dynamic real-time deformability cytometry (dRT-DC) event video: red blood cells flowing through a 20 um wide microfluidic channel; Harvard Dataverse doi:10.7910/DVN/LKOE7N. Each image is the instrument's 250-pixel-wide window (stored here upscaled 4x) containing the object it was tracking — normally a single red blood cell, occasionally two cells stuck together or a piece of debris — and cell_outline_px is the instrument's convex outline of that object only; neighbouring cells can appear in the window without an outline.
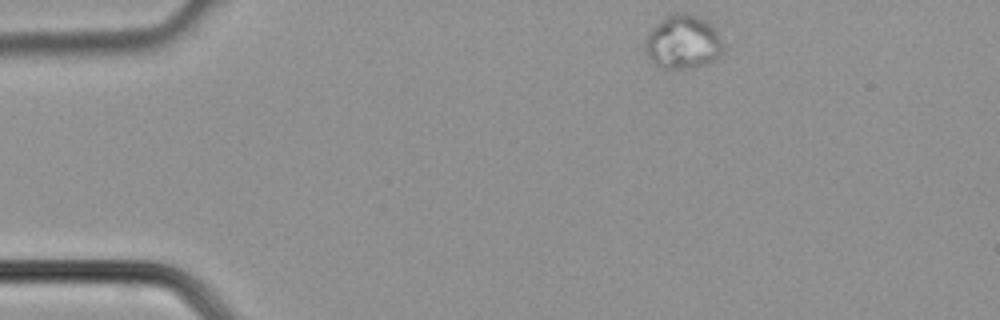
{"species": "common noctule bat (a hibernating species)", "species_latin": "Nyctalus noctula", "temperature_condition": "cold", "stored_images_in_passage": 33, "camera_frame_rate_fps": 3000, "um_per_image_px": 0.085, "animal": {"sex": "male", "body_mass_g": 21.5, "forearm_length_mm": 52.0}, "frame": {"image": 1, "passage_image": 1, "time_ms": 0.0, "image_size_px": [1000, 320], "cell_outline_px": [[724, 52], [708, 64], [696, 68], [664, 68], [656, 64], [648, 56], [644, 44], [644, 40], [652, 28], [664, 16], [672, 12], [684, 12], [696, 16], [704, 20], [716, 32], [724, 44]], "centroid_in_image_um": [58.05, 3.57], "position_along_channel_um": 27.0, "area_um2": 24.45}}
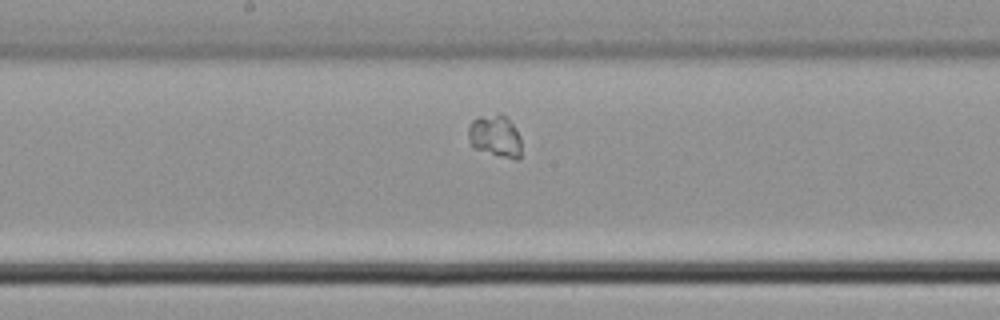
{"frame": {"image": 2, "passage_image": 15, "time_ms": 4.667, "image_size_px": [1000, 320], "cell_outline_px": [[520, 156], [516, 160], [472, 148], [468, 136], [468, 124], [476, 116], [504, 116], [512, 124], [520, 136]], "centroid_in_image_um": [42.05, 11.59], "position_along_channel_um": 206.2, "area_um2": 12.77}}
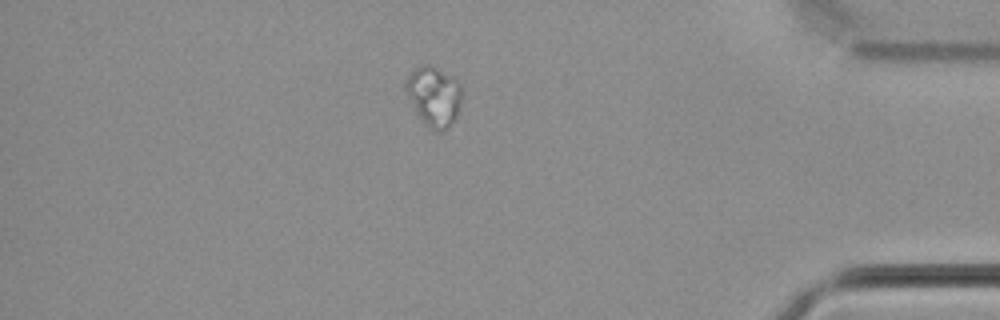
{"frame": {"image": 3, "passage_image": 28, "time_ms": 9.0, "image_size_px": [1000, 320], "cell_outline_px": [[460, 104], [456, 116], [440, 132], [428, 128], [424, 124], [416, 112], [404, 88], [404, 80], [416, 68], [424, 64], [428, 64], [452, 76], [460, 84]], "centroid_in_image_um": [36.84, 8.16], "position_along_channel_um": 398.4, "area_um2": 19.07}}